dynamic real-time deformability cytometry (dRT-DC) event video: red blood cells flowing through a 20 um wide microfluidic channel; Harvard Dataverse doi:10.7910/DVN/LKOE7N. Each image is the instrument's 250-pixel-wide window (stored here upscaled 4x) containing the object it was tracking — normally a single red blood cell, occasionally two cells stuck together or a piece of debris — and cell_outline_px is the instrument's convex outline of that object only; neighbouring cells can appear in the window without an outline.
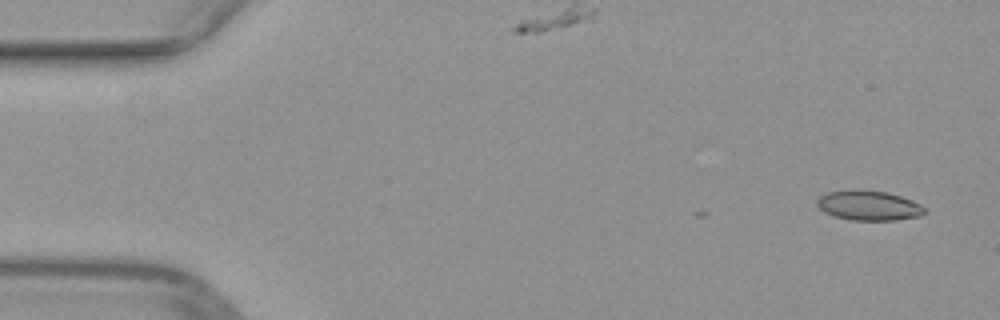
{"species": "common noctule bat (a hibernating species)", "species_latin": "Nyctalus noctula", "temperature_condition": "warm", "stored_images_in_passage": 7, "camera_frame_rate_fps": 3000, "um_per_image_px": 0.085, "animal": {"sex": "female", "body_mass_g": 29.2, "forearm_length_mm": 56.3}, "frame": {"image": 1, "passage_image": 1, "time_ms": 0.0, "image_size_px": [1000, 320], "cell_outline_px": [[928, 212], [920, 216], [896, 220], [852, 220], [832, 216], [824, 212], [816, 204], [816, 200], [820, 196], [828, 192], [848, 188], [860, 188], [888, 192], [912, 200], [928, 208]], "centroid_in_image_um": [73.85, 17.44], "position_along_channel_um": 11.2, "area_um2": 19.31}}